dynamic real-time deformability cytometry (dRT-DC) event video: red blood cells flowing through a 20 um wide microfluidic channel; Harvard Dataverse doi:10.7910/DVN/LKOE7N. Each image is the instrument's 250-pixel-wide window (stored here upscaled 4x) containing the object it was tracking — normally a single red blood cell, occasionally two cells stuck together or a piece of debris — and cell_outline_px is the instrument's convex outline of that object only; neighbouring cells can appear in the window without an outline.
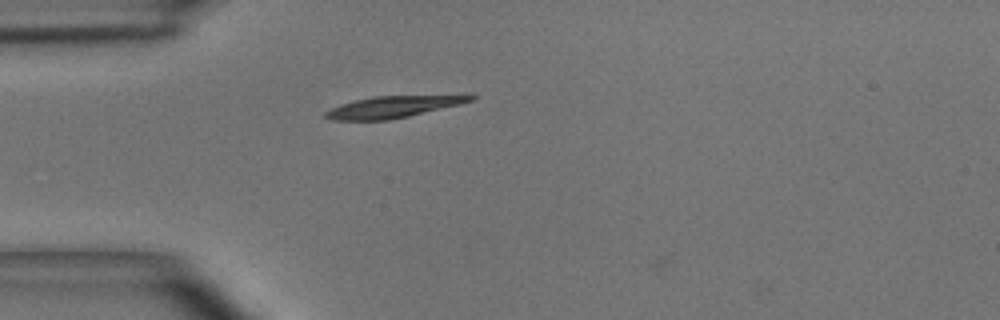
{"species": "common noctule bat (a hibernating species)", "species_latin": "Nyctalus noctula", "temperature_condition": "room temperature", "stored_images_in_passage": 37, "camera_frame_rate_fps": 3000, "um_per_image_px": 0.085, "animal": {"sex": "male", "body_mass_g": 15.6}, "frame": {"image": 1, "passage_image": 1, "time_ms": 0.0, "image_size_px": [1000, 320], "cell_outline_px": [[476, 100], [460, 104], [408, 116], [388, 120], [332, 120], [324, 116], [324, 112], [340, 104], [372, 96], [464, 92], [468, 92], [476, 96]], "centroid_in_image_um": [33.65, 9.01], "position_along_channel_um": 51.4, "area_um2": 19.36}}
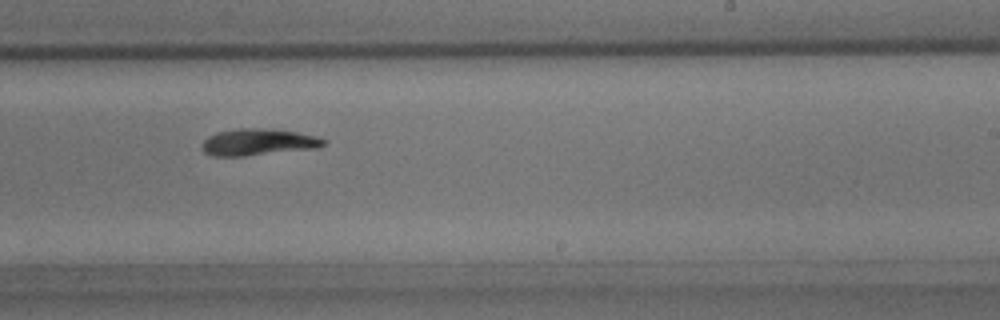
{"frame": {"image": 2, "passage_image": 18, "time_ms": 5.667, "image_size_px": [1000, 320], "cell_outline_px": [[328, 144], [320, 148], [244, 156], [212, 156], [204, 152], [200, 148], [200, 144], [208, 136], [216, 132], [236, 128], [272, 128], [296, 132], [316, 136], [324, 140]], "centroid_in_image_um": [21.93, 12.08], "position_along_channel_um": 267.1, "area_um2": 19.31}}
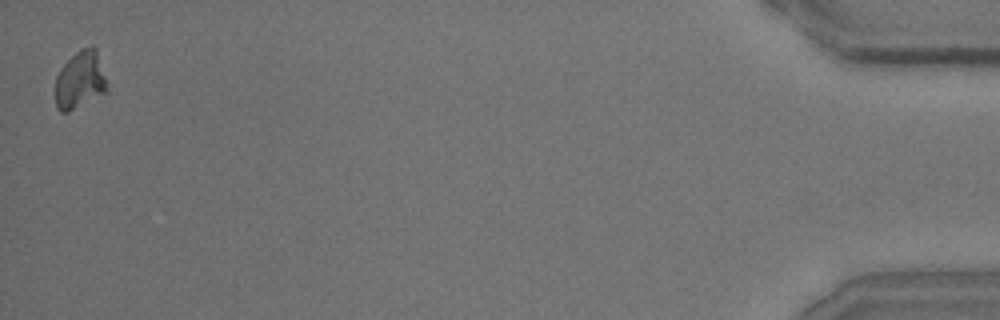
{"frame": {"image": 3, "passage_image": 37, "time_ms": 12.0, "image_size_px": [1000, 320], "cell_outline_px": [[108, 92], [68, 112], [60, 112], [56, 108], [56, 76], [60, 68], [76, 52], [92, 44], [96, 48], [104, 76]], "centroid_in_image_um": [6.8, 6.82], "position_along_channel_um": 428.4, "area_um2": 17.22}, "authors_computed_cell_mechanics": {"area_um2": 18.2648, "velocity_mm_per_s": 3.9607, "shape_relaxation_time_tau1_ms": 4.1432, "shape_relaxation_time_tau2_ms": null, "deformation_change_tau1": 0.1626, "deformation_change_tau2": null}}